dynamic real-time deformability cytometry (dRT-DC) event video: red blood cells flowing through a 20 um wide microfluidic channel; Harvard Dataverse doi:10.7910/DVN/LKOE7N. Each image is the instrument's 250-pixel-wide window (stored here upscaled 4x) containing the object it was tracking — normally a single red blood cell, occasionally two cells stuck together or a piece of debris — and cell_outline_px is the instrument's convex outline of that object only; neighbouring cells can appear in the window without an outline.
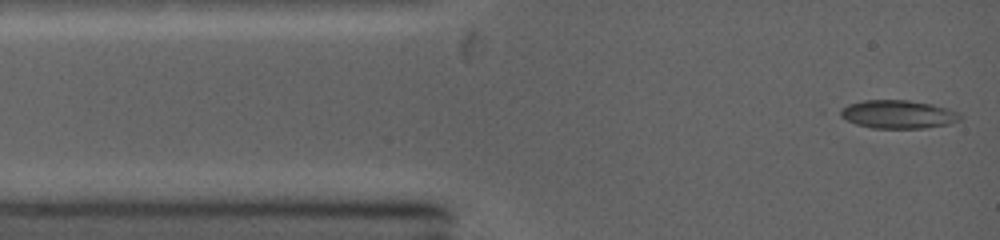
{"species": "common noctule bat (a hibernating species)", "species_latin": "Nyctalus noctula", "temperature_condition": "warm", "stored_images_in_passage": 39, "camera_frame_rate_fps": 5000, "um_per_image_px": 0.085, "animal": {"sex": "female", "body_mass_g": 19.0, "forearm_length_mm": 53.3}, "frame": {"image": 1, "passage_image": 1, "time_ms": 0.0, "image_size_px": [1000, 240], "cell_outline_px": [[964, 116], [960, 120], [948, 124], [924, 128], [872, 128], [856, 124], [832, 112], [848, 104], [864, 100], [908, 100], [932, 104], [948, 108], [960, 112]], "centroid_in_image_um": [76.31, 9.71], "position_along_channel_um": 8.7, "area_um2": 20.11}}
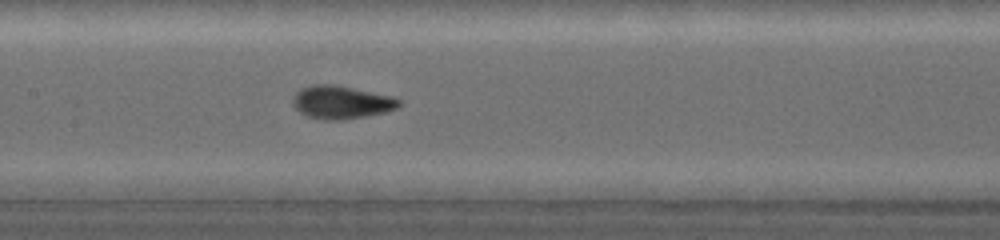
{"frame": {"image": 2, "passage_image": 16, "time_ms": 5.0, "image_size_px": [1000, 240], "cell_outline_px": [[400, 104], [396, 108], [384, 112], [344, 120], [324, 120], [308, 116], [300, 112], [296, 108], [292, 100], [296, 92], [304, 88], [316, 84], [324, 84], [348, 88], [388, 96], [400, 100]], "centroid_in_image_um": [28.97, 8.72], "position_along_channel_um": 178.4, "area_um2": 19.59}}
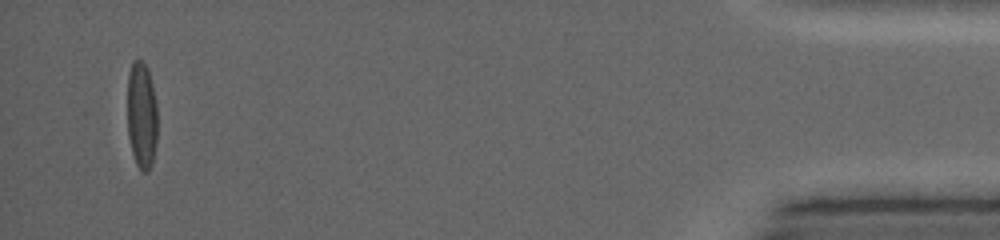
{"frame": {"image": 3, "passage_image": 39, "time_ms": 13.0, "image_size_px": [1000, 240], "cell_outline_px": [[156, 144], [152, 164], [148, 172], [140, 172], [136, 164], [132, 152], [128, 136], [128, 72], [132, 60], [140, 60], [148, 68], [152, 84], [156, 104]], "centroid_in_image_um": [12.03, 9.82], "position_along_channel_um": 423.2, "area_um2": 18.84}, "authors_computed_cell_mechanics": {"area_um2": 19.074, "velocity_mm_per_s": 4.3936, "shape_relaxation_time_tau1_ms": 5.3371, "shape_relaxation_time_tau2_ms": 1.1683, "deformation_change_tau1": 0.2009, "deformation_change_tau2": 0.068}}